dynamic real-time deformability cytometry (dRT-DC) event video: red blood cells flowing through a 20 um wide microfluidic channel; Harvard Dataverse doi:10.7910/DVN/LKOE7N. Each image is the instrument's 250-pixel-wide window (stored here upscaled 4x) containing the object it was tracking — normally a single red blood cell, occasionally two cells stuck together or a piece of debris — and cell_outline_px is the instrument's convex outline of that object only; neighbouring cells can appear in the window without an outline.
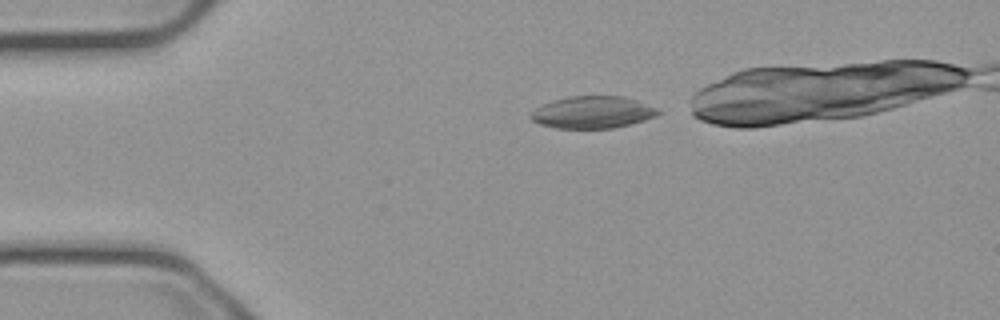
{"species": "common noctule bat (a hibernating species)", "species_latin": "Nyctalus noctula", "temperature_condition": "cold", "stored_images_in_passage": 35, "camera_frame_rate_fps": 3000, "um_per_image_px": 0.085, "animal": {"sex": "male", "body_mass_g": 23.1, "forearm_length_mm": 52.7}, "frame": {"image": 1, "passage_image": 2, "time_ms": 0.333, "image_size_px": [1000, 320], "cell_outline_px": [[664, 112], [656, 116], [644, 120], [612, 128], [556, 128], [540, 124], [532, 120], [528, 116], [536, 108], [552, 100], [568, 96], [624, 96], [660, 108]], "centroid_in_image_um": [50.4, 9.53], "position_along_channel_um": 34.6, "area_um2": 23.93}}
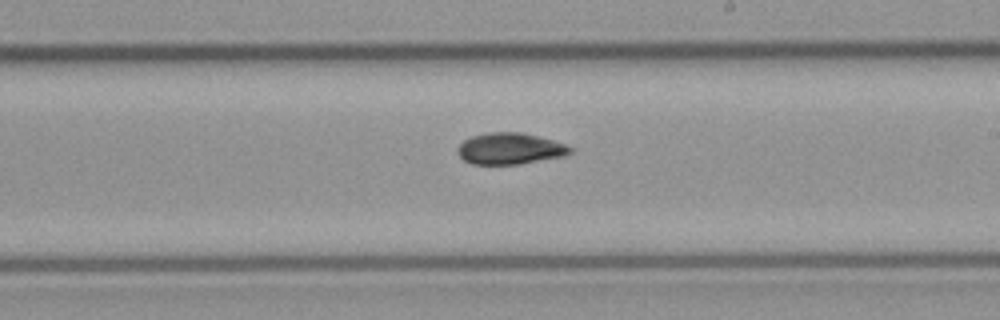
{"frame": {"image": 2, "passage_image": 22, "time_ms": 7.0, "image_size_px": [1000, 320], "cell_outline_px": [[572, 152], [564, 156], [520, 164], [472, 164], [464, 160], [456, 152], [456, 148], [464, 140], [472, 136], [484, 132], [520, 132], [552, 140], [564, 144], [572, 148]], "centroid_in_image_um": [43.31, 12.63], "position_along_channel_um": 245.7, "area_um2": 20.58}}
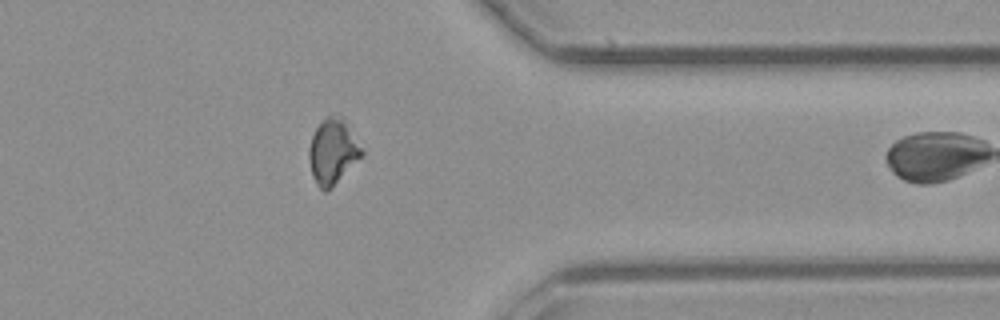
{"frame": {"image": 3, "passage_image": 34, "time_ms": 11.0, "image_size_px": [1000, 320], "cell_outline_px": [[364, 156], [328, 192], [324, 192], [316, 184], [312, 176], [308, 156], [308, 152], [312, 136], [316, 128], [328, 116], [336, 112], [344, 116], [364, 148]], "centroid_in_image_um": [28.34, 12.87], "position_along_channel_um": 383.1, "area_um2": 20.87}}